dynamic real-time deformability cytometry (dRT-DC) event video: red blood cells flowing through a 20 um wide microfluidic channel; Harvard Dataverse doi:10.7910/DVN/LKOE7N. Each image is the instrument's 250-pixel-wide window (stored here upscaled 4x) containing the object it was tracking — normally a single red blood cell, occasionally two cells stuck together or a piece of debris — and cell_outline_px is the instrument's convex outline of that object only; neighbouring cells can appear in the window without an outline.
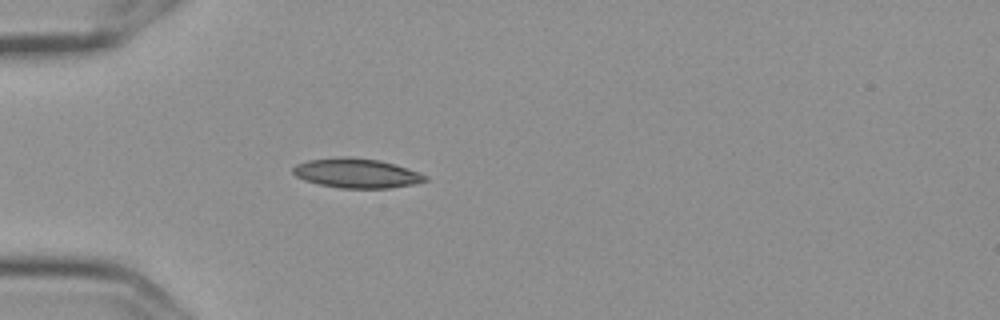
{"species": "Egyptian fruit bat (a non-hibernating species)", "species_latin": "Rousettus aegyptiacus", "temperature_condition": "cold", "stored_images_in_passage": 4, "camera_frame_rate_fps": 3000, "um_per_image_px": 0.085, "frame": {"image": 1, "passage_image": 4, "time_ms": 1.0, "image_size_px": [1000, 320], "cell_outline_px": [[428, 180], [412, 184], [388, 188], [340, 188], [320, 184], [304, 180], [296, 176], [292, 172], [292, 168], [296, 164], [308, 160], [340, 156], [348, 156], [380, 160], [396, 164], [408, 168], [428, 176]], "centroid_in_image_um": [30.3, 14.7], "position_along_channel_um": 54.7, "area_um2": 22.83}}